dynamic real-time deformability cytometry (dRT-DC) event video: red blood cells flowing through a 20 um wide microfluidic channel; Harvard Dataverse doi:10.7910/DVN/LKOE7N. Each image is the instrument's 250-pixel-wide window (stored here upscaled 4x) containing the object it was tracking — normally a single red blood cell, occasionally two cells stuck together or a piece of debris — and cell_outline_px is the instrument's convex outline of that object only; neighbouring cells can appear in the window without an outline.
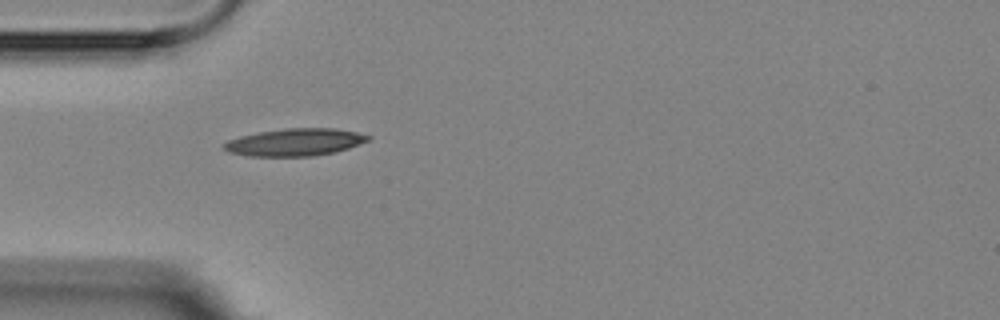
{"species": "Egyptian fruit bat (a non-hibernating species)", "species_latin": "Rousettus aegyptiacus", "temperature_condition": "room temperature", "stored_images_in_passage": 4, "camera_frame_rate_fps": 3000, "um_per_image_px": 0.085, "animal": {"sex": "female"}, "frame": {"image": 1, "passage_image": 1, "time_ms": 0.0, "image_size_px": [1000, 320], "cell_outline_px": [[372, 140], [348, 148], [332, 152], [312, 156], [248, 156], [232, 152], [224, 148], [220, 144], [228, 140], [240, 136], [260, 132], [284, 128], [332, 128], [356, 132], [372, 136]], "centroid_in_image_um": [25.09, 12.08], "position_along_channel_um": 59.9, "area_um2": 22.89}}
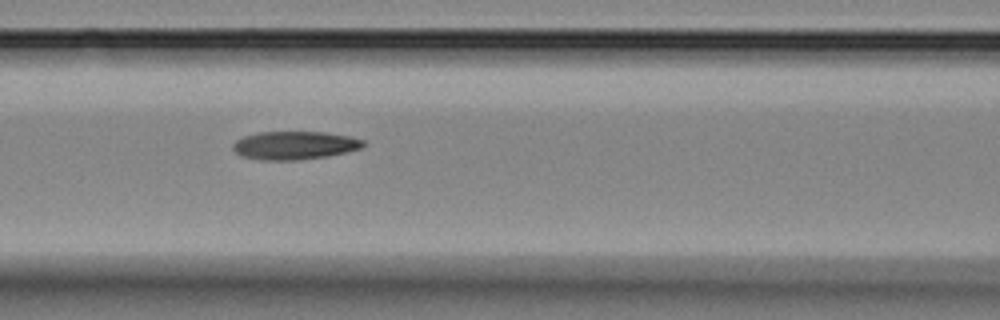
{"frame": {"image": 2, "passage_image": 3, "time_ms": 2.333, "image_size_px": [1000, 320], "cell_outline_px": [[364, 144], [360, 148], [348, 152], [328, 156], [300, 160], [260, 160], [240, 156], [232, 148], [232, 144], [236, 140], [244, 136], [260, 132], [324, 132], [352, 136], [364, 140]], "centroid_in_image_um": [25.04, 12.36], "position_along_channel_um": 141.6, "area_um2": 21.62}}
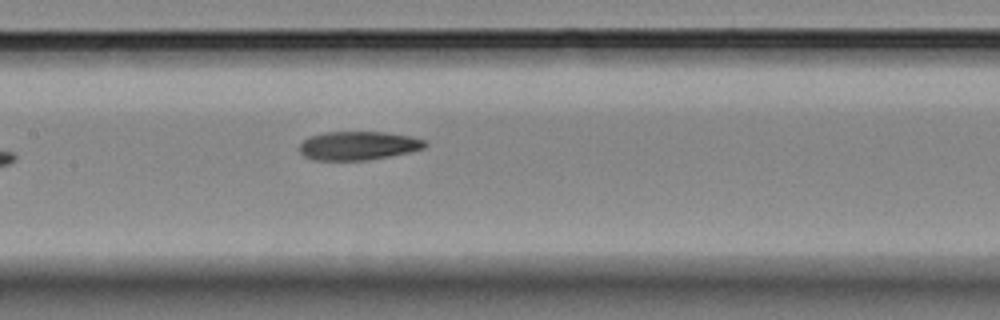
{"frame": {"image": 3, "passage_image": 4, "time_ms": 3.333, "image_size_px": [1000, 320], "cell_outline_px": [[428, 144], [424, 148], [408, 152], [388, 156], [364, 160], [312, 160], [304, 156], [300, 152], [300, 144], [308, 136], [324, 132], [384, 132], [408, 136], [424, 140]], "centroid_in_image_um": [30.4, 12.38], "position_along_channel_um": 177.0, "area_um2": 20.81}}